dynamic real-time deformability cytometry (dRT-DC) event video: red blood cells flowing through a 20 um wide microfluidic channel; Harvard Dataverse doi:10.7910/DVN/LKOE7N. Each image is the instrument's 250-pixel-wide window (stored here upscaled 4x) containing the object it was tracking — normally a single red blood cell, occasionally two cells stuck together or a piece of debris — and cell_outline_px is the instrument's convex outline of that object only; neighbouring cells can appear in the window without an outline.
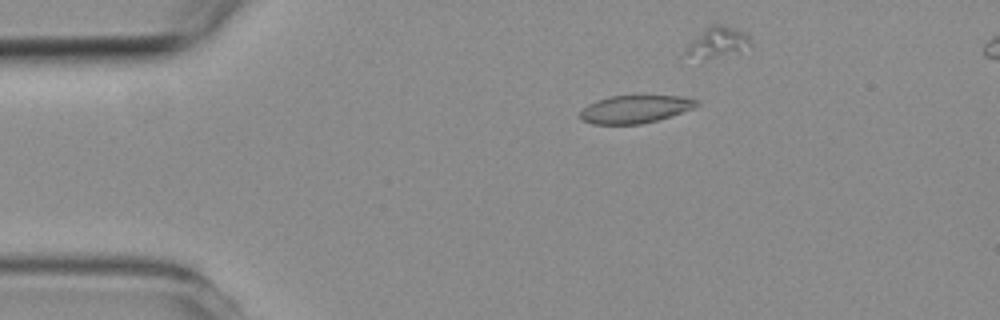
{"species": "common noctule bat (a hibernating species)", "species_latin": "Nyctalus noctula", "temperature_condition": "room temperature", "stored_images_in_passage": 6, "camera_frame_rate_fps": 3000, "um_per_image_px": 0.085, "animal": {"sex": "female", "body_mass_g": 19.3, "forearm_length_mm": 54.1}, "frame": {"image": 1, "passage_image": 3, "time_ms": 2.333, "image_size_px": [1000, 320], "cell_outline_px": [[700, 104], [692, 108], [672, 116], [640, 124], [592, 124], [576, 116], [588, 104], [596, 100], [612, 96], [684, 96], [696, 100]], "centroid_in_image_um": [53.96, 9.28], "position_along_channel_um": 31.0, "area_um2": 18.79}}
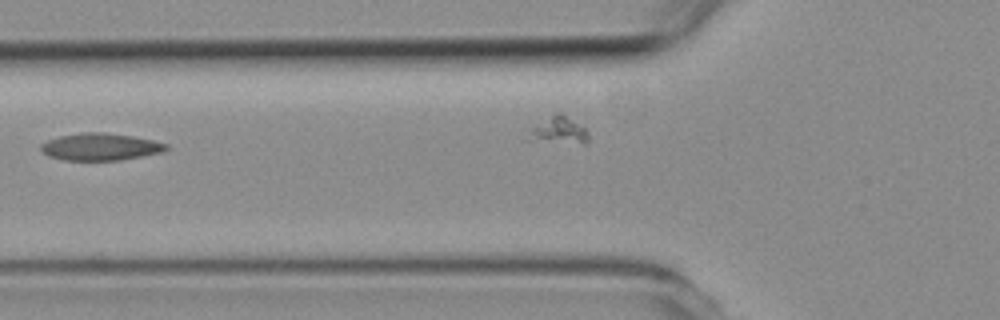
{"frame": {"image": 2, "passage_image": 5, "time_ms": 5.667, "image_size_px": [1000, 320], "cell_outline_px": [[168, 148], [164, 152], [120, 160], [64, 160], [48, 156], [40, 152], [40, 144], [48, 140], [60, 136], [84, 132], [104, 132], [132, 136], [152, 140], [168, 144]], "centroid_in_image_um": [8.51, 12.48], "position_along_channel_um": 117.3, "area_um2": 19.88}}